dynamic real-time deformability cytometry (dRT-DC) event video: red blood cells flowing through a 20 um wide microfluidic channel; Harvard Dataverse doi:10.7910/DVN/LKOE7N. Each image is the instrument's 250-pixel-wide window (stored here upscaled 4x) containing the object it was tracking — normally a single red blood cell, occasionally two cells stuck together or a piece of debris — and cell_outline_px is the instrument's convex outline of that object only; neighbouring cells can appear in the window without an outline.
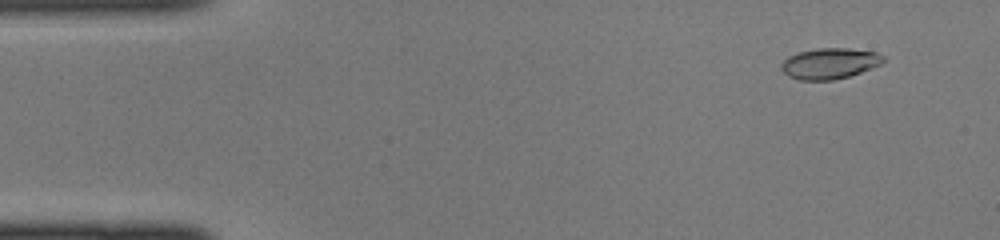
{"species": "common noctule bat (a hibernating species)", "species_latin": "Nyctalus noctula", "temperature_condition": "cold", "stored_images_in_passage": 44, "camera_frame_rate_fps": 3000, "um_per_image_px": 0.085, "animal": {"sex": "female", "body_mass_g": 22.0, "forearm_length_mm": 56.7}, "frame": {"image": 1, "passage_image": 4, "time_ms": 1.0, "image_size_px": [1000, 240], "cell_outline_px": [[888, 60], [872, 68], [848, 76], [832, 80], [800, 80], [788, 76], [780, 68], [780, 64], [788, 56], [800, 52], [816, 48], [848, 48], [876, 52], [884, 56]], "centroid_in_image_um": [70.53, 5.39], "position_along_channel_um": 14.5, "area_um2": 18.38}}
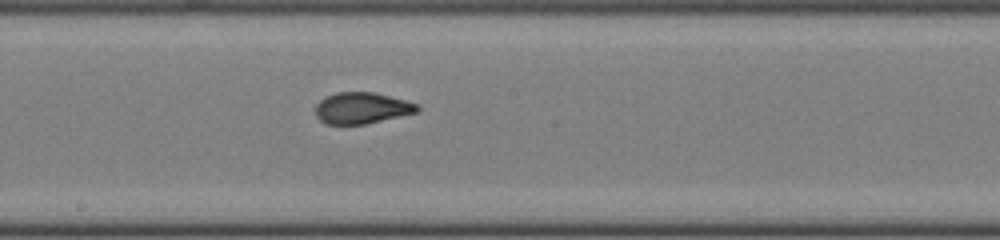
{"frame": {"image": 2, "passage_image": 24, "time_ms": 7.667, "image_size_px": [1000, 240], "cell_outline_px": [[420, 108], [416, 112], [368, 124], [324, 124], [316, 116], [316, 104], [320, 100], [336, 92], [376, 92], [420, 104]], "centroid_in_image_um": [30.77, 9.18], "position_along_channel_um": 217.4, "area_um2": 18.67}}
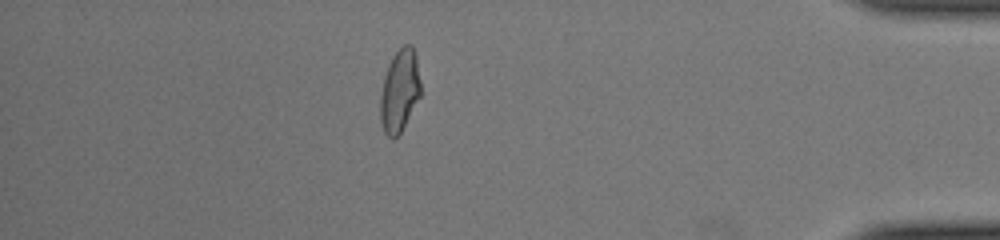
{"frame": {"image": 3, "passage_image": 39, "time_ms": 12.667, "image_size_px": [1000, 240], "cell_outline_px": [[420, 96], [400, 132], [392, 140], [384, 132], [380, 120], [380, 96], [384, 76], [388, 64], [392, 56], [404, 44], [412, 44], [416, 56], [420, 80]], "centroid_in_image_um": [33.95, 7.69], "position_along_channel_um": 401.2, "area_um2": 19.31}}